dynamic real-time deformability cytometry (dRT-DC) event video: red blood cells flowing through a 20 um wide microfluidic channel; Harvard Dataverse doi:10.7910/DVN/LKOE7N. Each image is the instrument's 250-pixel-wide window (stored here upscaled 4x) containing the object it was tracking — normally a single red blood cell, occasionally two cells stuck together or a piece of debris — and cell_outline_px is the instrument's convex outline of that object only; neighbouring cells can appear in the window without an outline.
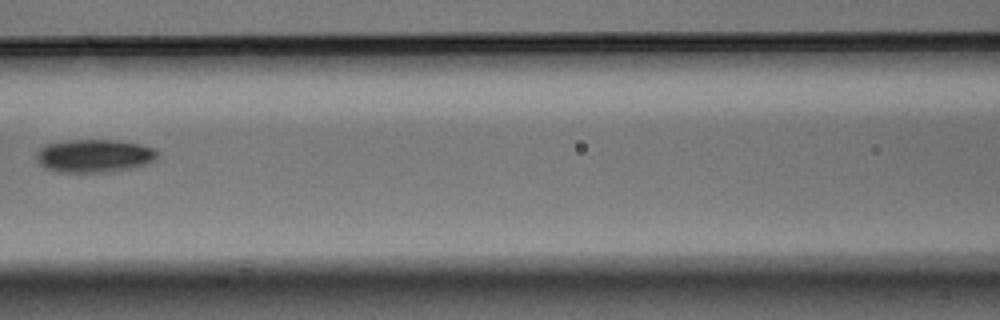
{"species": "Egyptian fruit bat (a non-hibernating species)", "species_latin": "Rousettus aegyptiacus", "temperature_condition": "warm", "stored_images_in_passage": 5, "camera_frame_rate_fps": 3000, "um_per_image_px": 0.085, "animal": {"sex": "male"}, "frame": {"image": 1, "passage_image": 4, "time_ms": 1.0, "image_size_px": [1000, 320], "cell_outline_px": [[156, 156], [152, 160], [144, 164], [132, 168], [112, 172], [56, 172], [44, 168], [36, 160], [36, 152], [44, 144], [68, 140], [116, 140], [140, 144], [152, 148], [156, 152]], "centroid_in_image_um": [7.93, 13.25], "position_along_channel_um": 158.7, "area_um2": 23.35}}
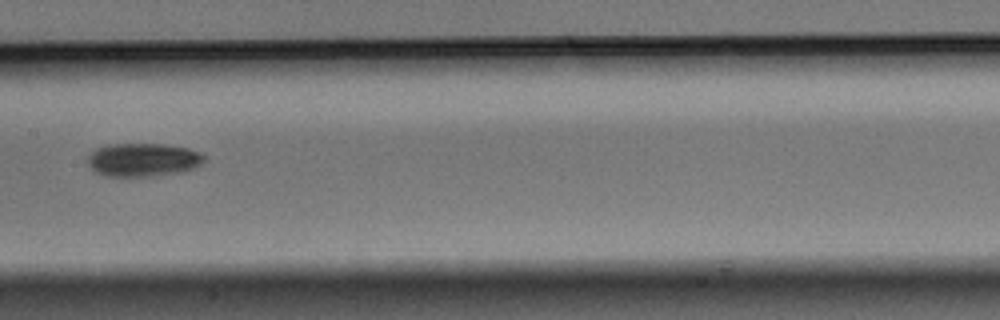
{"frame": {"image": 2, "passage_image": 5, "time_ms": 1.333, "image_size_px": [1000, 320], "cell_outline_px": [[204, 160], [200, 164], [192, 168], [180, 172], [144, 176], [108, 176], [96, 172], [88, 164], [88, 156], [96, 148], [108, 144], [164, 144], [188, 148], [200, 152], [204, 156]], "centroid_in_image_um": [12.14, 13.56], "position_along_channel_um": 195.3, "area_um2": 22.37}}